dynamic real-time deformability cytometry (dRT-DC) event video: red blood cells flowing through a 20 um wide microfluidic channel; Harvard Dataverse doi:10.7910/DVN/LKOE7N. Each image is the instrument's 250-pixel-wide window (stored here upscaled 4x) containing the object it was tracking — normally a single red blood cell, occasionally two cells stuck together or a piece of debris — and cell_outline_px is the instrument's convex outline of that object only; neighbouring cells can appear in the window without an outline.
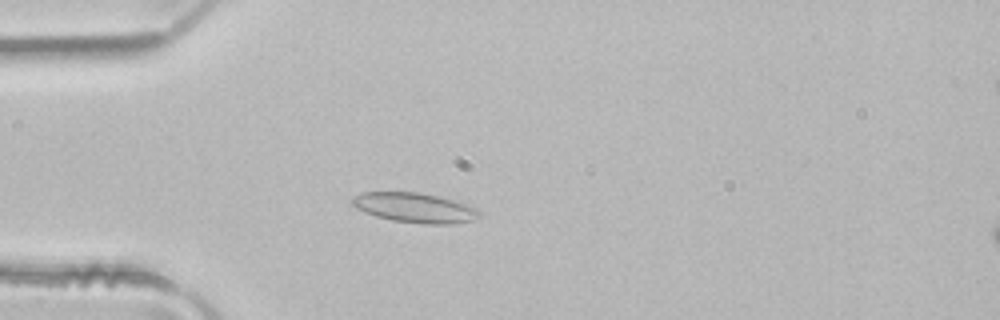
{"species": "common noctule bat (a hibernating species)", "species_latin": "Nyctalus noctula", "temperature_condition": "room temperature", "stored_images_in_passage": 3, "camera_frame_rate_fps": 3000, "um_per_image_px": 0.085, "animal": {"sex": "male", "body_mass_g": 21.5, "forearm_length_mm": 52.0}, "frame": {"image": 1, "passage_image": 3, "time_ms": 0.667, "image_size_px": [1000, 320], "cell_outline_px": [[484, 212], [476, 220], [452, 224], [424, 224], [392, 220], [376, 216], [364, 212], [356, 208], [352, 204], [352, 196], [360, 192], [420, 192], [440, 196], [476, 208]], "centroid_in_image_um": [35.27, 17.66], "position_along_channel_um": 49.7, "area_um2": 22.31}}